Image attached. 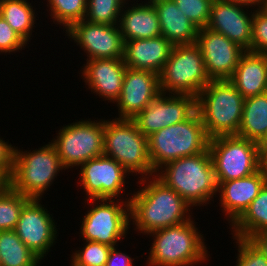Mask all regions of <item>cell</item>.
Returning a JSON list of instances; mask_svg holds the SVG:
<instances>
[{
    "instance_id": "f546056e",
    "label": "cell",
    "mask_w": 267,
    "mask_h": 266,
    "mask_svg": "<svg viewBox=\"0 0 267 266\" xmlns=\"http://www.w3.org/2000/svg\"><path fill=\"white\" fill-rule=\"evenodd\" d=\"M29 200L11 186L0 193V231L15 229L20 212Z\"/></svg>"
},
{
    "instance_id": "e575fe53",
    "label": "cell",
    "mask_w": 267,
    "mask_h": 266,
    "mask_svg": "<svg viewBox=\"0 0 267 266\" xmlns=\"http://www.w3.org/2000/svg\"><path fill=\"white\" fill-rule=\"evenodd\" d=\"M251 51L267 54V14L260 8L254 9Z\"/></svg>"
},
{
    "instance_id": "74e56055",
    "label": "cell",
    "mask_w": 267,
    "mask_h": 266,
    "mask_svg": "<svg viewBox=\"0 0 267 266\" xmlns=\"http://www.w3.org/2000/svg\"><path fill=\"white\" fill-rule=\"evenodd\" d=\"M131 255H127V253L121 252L118 250V247H111L108 255V259L106 262V266H134V258L130 257Z\"/></svg>"
},
{
    "instance_id": "30bf717a",
    "label": "cell",
    "mask_w": 267,
    "mask_h": 266,
    "mask_svg": "<svg viewBox=\"0 0 267 266\" xmlns=\"http://www.w3.org/2000/svg\"><path fill=\"white\" fill-rule=\"evenodd\" d=\"M61 127L50 143L65 169H78L90 159L103 155L104 119L86 118Z\"/></svg>"
},
{
    "instance_id": "8d00e7d4",
    "label": "cell",
    "mask_w": 267,
    "mask_h": 266,
    "mask_svg": "<svg viewBox=\"0 0 267 266\" xmlns=\"http://www.w3.org/2000/svg\"><path fill=\"white\" fill-rule=\"evenodd\" d=\"M3 139L0 138V171L10 180L14 169L15 146Z\"/></svg>"
},
{
    "instance_id": "f1b7e54d",
    "label": "cell",
    "mask_w": 267,
    "mask_h": 266,
    "mask_svg": "<svg viewBox=\"0 0 267 266\" xmlns=\"http://www.w3.org/2000/svg\"><path fill=\"white\" fill-rule=\"evenodd\" d=\"M47 11L54 24L63 26L65 31L76 22L85 19L87 0H46Z\"/></svg>"
},
{
    "instance_id": "d6986e66",
    "label": "cell",
    "mask_w": 267,
    "mask_h": 266,
    "mask_svg": "<svg viewBox=\"0 0 267 266\" xmlns=\"http://www.w3.org/2000/svg\"><path fill=\"white\" fill-rule=\"evenodd\" d=\"M80 73L87 89L103 101L115 103L122 90L127 66L123 58H103L86 60Z\"/></svg>"
},
{
    "instance_id": "603a6c76",
    "label": "cell",
    "mask_w": 267,
    "mask_h": 266,
    "mask_svg": "<svg viewBox=\"0 0 267 266\" xmlns=\"http://www.w3.org/2000/svg\"><path fill=\"white\" fill-rule=\"evenodd\" d=\"M229 81L244 98L267 92V54L245 51Z\"/></svg>"
},
{
    "instance_id": "5bb4252c",
    "label": "cell",
    "mask_w": 267,
    "mask_h": 266,
    "mask_svg": "<svg viewBox=\"0 0 267 266\" xmlns=\"http://www.w3.org/2000/svg\"><path fill=\"white\" fill-rule=\"evenodd\" d=\"M65 35L87 54L86 60L117 59L124 56V40L118 24L107 25L82 20L65 30Z\"/></svg>"
},
{
    "instance_id": "f35d334b",
    "label": "cell",
    "mask_w": 267,
    "mask_h": 266,
    "mask_svg": "<svg viewBox=\"0 0 267 266\" xmlns=\"http://www.w3.org/2000/svg\"><path fill=\"white\" fill-rule=\"evenodd\" d=\"M249 240L265 255L267 258V231L252 235Z\"/></svg>"
},
{
    "instance_id": "d4e9b609",
    "label": "cell",
    "mask_w": 267,
    "mask_h": 266,
    "mask_svg": "<svg viewBox=\"0 0 267 266\" xmlns=\"http://www.w3.org/2000/svg\"><path fill=\"white\" fill-rule=\"evenodd\" d=\"M267 132V92L244 99L237 136L259 142Z\"/></svg>"
},
{
    "instance_id": "ee69618b",
    "label": "cell",
    "mask_w": 267,
    "mask_h": 266,
    "mask_svg": "<svg viewBox=\"0 0 267 266\" xmlns=\"http://www.w3.org/2000/svg\"><path fill=\"white\" fill-rule=\"evenodd\" d=\"M260 141H267V132H266L265 136Z\"/></svg>"
},
{
    "instance_id": "e0dca14e",
    "label": "cell",
    "mask_w": 267,
    "mask_h": 266,
    "mask_svg": "<svg viewBox=\"0 0 267 266\" xmlns=\"http://www.w3.org/2000/svg\"><path fill=\"white\" fill-rule=\"evenodd\" d=\"M249 8L230 1L213 0L207 28L223 34L245 51H251L254 8Z\"/></svg>"
},
{
    "instance_id": "ac0fdd59",
    "label": "cell",
    "mask_w": 267,
    "mask_h": 266,
    "mask_svg": "<svg viewBox=\"0 0 267 266\" xmlns=\"http://www.w3.org/2000/svg\"><path fill=\"white\" fill-rule=\"evenodd\" d=\"M160 93L158 74L127 67L121 94L114 103L118 109L116 118L132 120Z\"/></svg>"
},
{
    "instance_id": "836d02e7",
    "label": "cell",
    "mask_w": 267,
    "mask_h": 266,
    "mask_svg": "<svg viewBox=\"0 0 267 266\" xmlns=\"http://www.w3.org/2000/svg\"><path fill=\"white\" fill-rule=\"evenodd\" d=\"M232 239L235 240L238 250L235 266H267V258L249 239L241 237Z\"/></svg>"
},
{
    "instance_id": "ba28073f",
    "label": "cell",
    "mask_w": 267,
    "mask_h": 266,
    "mask_svg": "<svg viewBox=\"0 0 267 266\" xmlns=\"http://www.w3.org/2000/svg\"><path fill=\"white\" fill-rule=\"evenodd\" d=\"M129 194L126 193L125 200L123 197L122 199H85V203L90 204V208L80 221L81 235L79 236L86 241H95L111 247L118 246L117 243L119 241L121 243V240L126 238L131 228Z\"/></svg>"
},
{
    "instance_id": "5b68a950",
    "label": "cell",
    "mask_w": 267,
    "mask_h": 266,
    "mask_svg": "<svg viewBox=\"0 0 267 266\" xmlns=\"http://www.w3.org/2000/svg\"><path fill=\"white\" fill-rule=\"evenodd\" d=\"M209 139L197 110L186 120L160 129L148 136L153 170L156 172L170 161L205 152Z\"/></svg>"
},
{
    "instance_id": "44dd1931",
    "label": "cell",
    "mask_w": 267,
    "mask_h": 266,
    "mask_svg": "<svg viewBox=\"0 0 267 266\" xmlns=\"http://www.w3.org/2000/svg\"><path fill=\"white\" fill-rule=\"evenodd\" d=\"M174 45L163 36L124 42V64L131 69L160 74Z\"/></svg>"
},
{
    "instance_id": "d590c367",
    "label": "cell",
    "mask_w": 267,
    "mask_h": 266,
    "mask_svg": "<svg viewBox=\"0 0 267 266\" xmlns=\"http://www.w3.org/2000/svg\"><path fill=\"white\" fill-rule=\"evenodd\" d=\"M28 45L0 15V55L25 50Z\"/></svg>"
},
{
    "instance_id": "7c38bea8",
    "label": "cell",
    "mask_w": 267,
    "mask_h": 266,
    "mask_svg": "<svg viewBox=\"0 0 267 266\" xmlns=\"http://www.w3.org/2000/svg\"><path fill=\"white\" fill-rule=\"evenodd\" d=\"M78 169V185L86 193V200L120 199L128 184L126 178L131 176L117 161L104 154L90 159Z\"/></svg>"
},
{
    "instance_id": "ab89813d",
    "label": "cell",
    "mask_w": 267,
    "mask_h": 266,
    "mask_svg": "<svg viewBox=\"0 0 267 266\" xmlns=\"http://www.w3.org/2000/svg\"><path fill=\"white\" fill-rule=\"evenodd\" d=\"M260 169L267 174V141H259Z\"/></svg>"
},
{
    "instance_id": "4dcf8cb0",
    "label": "cell",
    "mask_w": 267,
    "mask_h": 266,
    "mask_svg": "<svg viewBox=\"0 0 267 266\" xmlns=\"http://www.w3.org/2000/svg\"><path fill=\"white\" fill-rule=\"evenodd\" d=\"M124 0H87L86 21L116 25L118 24Z\"/></svg>"
},
{
    "instance_id": "484cf974",
    "label": "cell",
    "mask_w": 267,
    "mask_h": 266,
    "mask_svg": "<svg viewBox=\"0 0 267 266\" xmlns=\"http://www.w3.org/2000/svg\"><path fill=\"white\" fill-rule=\"evenodd\" d=\"M230 227L228 229H232V237L246 239L267 231V183L245 212Z\"/></svg>"
},
{
    "instance_id": "9c48e42d",
    "label": "cell",
    "mask_w": 267,
    "mask_h": 266,
    "mask_svg": "<svg viewBox=\"0 0 267 266\" xmlns=\"http://www.w3.org/2000/svg\"><path fill=\"white\" fill-rule=\"evenodd\" d=\"M210 81L196 43L174 45L159 74L160 91L164 94H188L196 98Z\"/></svg>"
},
{
    "instance_id": "b9f144b4",
    "label": "cell",
    "mask_w": 267,
    "mask_h": 266,
    "mask_svg": "<svg viewBox=\"0 0 267 266\" xmlns=\"http://www.w3.org/2000/svg\"><path fill=\"white\" fill-rule=\"evenodd\" d=\"M10 186V180L0 171V193Z\"/></svg>"
},
{
    "instance_id": "83f0119b",
    "label": "cell",
    "mask_w": 267,
    "mask_h": 266,
    "mask_svg": "<svg viewBox=\"0 0 267 266\" xmlns=\"http://www.w3.org/2000/svg\"><path fill=\"white\" fill-rule=\"evenodd\" d=\"M41 261L15 230L0 231V266H41Z\"/></svg>"
},
{
    "instance_id": "52a82bcc",
    "label": "cell",
    "mask_w": 267,
    "mask_h": 266,
    "mask_svg": "<svg viewBox=\"0 0 267 266\" xmlns=\"http://www.w3.org/2000/svg\"><path fill=\"white\" fill-rule=\"evenodd\" d=\"M23 151L15 147L10 186L30 199H42L60 171L66 169L50 142L33 151Z\"/></svg>"
},
{
    "instance_id": "4316f807",
    "label": "cell",
    "mask_w": 267,
    "mask_h": 266,
    "mask_svg": "<svg viewBox=\"0 0 267 266\" xmlns=\"http://www.w3.org/2000/svg\"><path fill=\"white\" fill-rule=\"evenodd\" d=\"M33 8L27 0H0V15L27 44L33 38L32 31L38 20Z\"/></svg>"
},
{
    "instance_id": "3957f363",
    "label": "cell",
    "mask_w": 267,
    "mask_h": 266,
    "mask_svg": "<svg viewBox=\"0 0 267 266\" xmlns=\"http://www.w3.org/2000/svg\"><path fill=\"white\" fill-rule=\"evenodd\" d=\"M196 223L193 218L148 234L153 243L147 266H197L210 261L206 239Z\"/></svg>"
},
{
    "instance_id": "ffe728a7",
    "label": "cell",
    "mask_w": 267,
    "mask_h": 266,
    "mask_svg": "<svg viewBox=\"0 0 267 266\" xmlns=\"http://www.w3.org/2000/svg\"><path fill=\"white\" fill-rule=\"evenodd\" d=\"M217 183L219 206L231 226L258 196L267 183V174L259 169L248 177Z\"/></svg>"
},
{
    "instance_id": "8fae6325",
    "label": "cell",
    "mask_w": 267,
    "mask_h": 266,
    "mask_svg": "<svg viewBox=\"0 0 267 266\" xmlns=\"http://www.w3.org/2000/svg\"><path fill=\"white\" fill-rule=\"evenodd\" d=\"M217 182L248 177L260 169L259 144L237 135L209 139Z\"/></svg>"
},
{
    "instance_id": "9a60e30c",
    "label": "cell",
    "mask_w": 267,
    "mask_h": 266,
    "mask_svg": "<svg viewBox=\"0 0 267 266\" xmlns=\"http://www.w3.org/2000/svg\"><path fill=\"white\" fill-rule=\"evenodd\" d=\"M195 110L196 98L193 95L160 93L132 120L138 130L148 137L186 120Z\"/></svg>"
},
{
    "instance_id": "cb8c5ba5",
    "label": "cell",
    "mask_w": 267,
    "mask_h": 266,
    "mask_svg": "<svg viewBox=\"0 0 267 266\" xmlns=\"http://www.w3.org/2000/svg\"><path fill=\"white\" fill-rule=\"evenodd\" d=\"M160 24L161 36L173 45L194 44L198 28L185 16L173 0H150Z\"/></svg>"
},
{
    "instance_id": "60d3db41",
    "label": "cell",
    "mask_w": 267,
    "mask_h": 266,
    "mask_svg": "<svg viewBox=\"0 0 267 266\" xmlns=\"http://www.w3.org/2000/svg\"><path fill=\"white\" fill-rule=\"evenodd\" d=\"M222 1H230V2H234V3L246 5L250 8L252 7L254 9H259V8H261L264 0H222Z\"/></svg>"
},
{
    "instance_id": "1f68e13d",
    "label": "cell",
    "mask_w": 267,
    "mask_h": 266,
    "mask_svg": "<svg viewBox=\"0 0 267 266\" xmlns=\"http://www.w3.org/2000/svg\"><path fill=\"white\" fill-rule=\"evenodd\" d=\"M83 242V248L70 254V266H106L111 246L95 241Z\"/></svg>"
},
{
    "instance_id": "2e32d148",
    "label": "cell",
    "mask_w": 267,
    "mask_h": 266,
    "mask_svg": "<svg viewBox=\"0 0 267 266\" xmlns=\"http://www.w3.org/2000/svg\"><path fill=\"white\" fill-rule=\"evenodd\" d=\"M196 44L201 49L210 80H229L245 52L223 34L207 27L198 30Z\"/></svg>"
},
{
    "instance_id": "277c9868",
    "label": "cell",
    "mask_w": 267,
    "mask_h": 266,
    "mask_svg": "<svg viewBox=\"0 0 267 266\" xmlns=\"http://www.w3.org/2000/svg\"><path fill=\"white\" fill-rule=\"evenodd\" d=\"M244 99L229 80H211L201 90L196 97V110L209 138L237 135Z\"/></svg>"
},
{
    "instance_id": "7402d4cb",
    "label": "cell",
    "mask_w": 267,
    "mask_h": 266,
    "mask_svg": "<svg viewBox=\"0 0 267 266\" xmlns=\"http://www.w3.org/2000/svg\"><path fill=\"white\" fill-rule=\"evenodd\" d=\"M133 1V5L132 3L124 4L118 21V27L124 42L160 36L159 18L152 2L146 0V3L142 1L138 4V0Z\"/></svg>"
},
{
    "instance_id": "7a4b0ae2",
    "label": "cell",
    "mask_w": 267,
    "mask_h": 266,
    "mask_svg": "<svg viewBox=\"0 0 267 266\" xmlns=\"http://www.w3.org/2000/svg\"><path fill=\"white\" fill-rule=\"evenodd\" d=\"M155 176L179 194L191 207L214 203L218 183L209 149L194 156L170 161Z\"/></svg>"
},
{
    "instance_id": "7bdbcfd3",
    "label": "cell",
    "mask_w": 267,
    "mask_h": 266,
    "mask_svg": "<svg viewBox=\"0 0 267 266\" xmlns=\"http://www.w3.org/2000/svg\"><path fill=\"white\" fill-rule=\"evenodd\" d=\"M265 14H267V0L263 1V4L260 8Z\"/></svg>"
},
{
    "instance_id": "4fadbf2b",
    "label": "cell",
    "mask_w": 267,
    "mask_h": 266,
    "mask_svg": "<svg viewBox=\"0 0 267 266\" xmlns=\"http://www.w3.org/2000/svg\"><path fill=\"white\" fill-rule=\"evenodd\" d=\"M41 203V199H30L23 206L14 230L22 242L43 260L57 242L59 233L53 215Z\"/></svg>"
},
{
    "instance_id": "d6a6232c",
    "label": "cell",
    "mask_w": 267,
    "mask_h": 266,
    "mask_svg": "<svg viewBox=\"0 0 267 266\" xmlns=\"http://www.w3.org/2000/svg\"><path fill=\"white\" fill-rule=\"evenodd\" d=\"M177 7L198 28L208 26L213 0H173Z\"/></svg>"
},
{
    "instance_id": "8992f818",
    "label": "cell",
    "mask_w": 267,
    "mask_h": 266,
    "mask_svg": "<svg viewBox=\"0 0 267 266\" xmlns=\"http://www.w3.org/2000/svg\"><path fill=\"white\" fill-rule=\"evenodd\" d=\"M110 120V121H109ZM104 119L103 154L117 161L130 175H155L148 151V137L129 119ZM138 174V175H137Z\"/></svg>"
},
{
    "instance_id": "6da1fadb",
    "label": "cell",
    "mask_w": 267,
    "mask_h": 266,
    "mask_svg": "<svg viewBox=\"0 0 267 266\" xmlns=\"http://www.w3.org/2000/svg\"><path fill=\"white\" fill-rule=\"evenodd\" d=\"M142 188L130 196V225L137 234H148L193 218L191 206L155 175L137 179ZM143 184V185H141ZM191 214V215H190Z\"/></svg>"
}]
</instances>
